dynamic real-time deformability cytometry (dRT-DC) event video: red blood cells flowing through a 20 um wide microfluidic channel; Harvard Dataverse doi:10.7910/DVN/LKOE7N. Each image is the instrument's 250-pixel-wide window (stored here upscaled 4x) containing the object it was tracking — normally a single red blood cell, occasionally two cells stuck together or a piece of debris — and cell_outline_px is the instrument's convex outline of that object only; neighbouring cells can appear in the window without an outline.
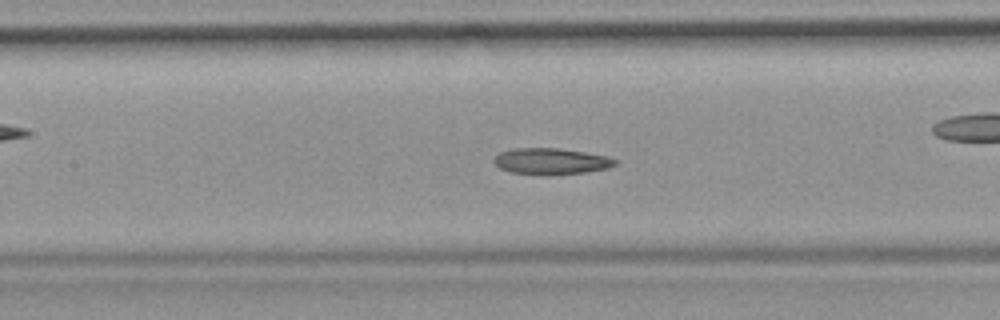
{"species": "common noctule bat (a hibernating species)", "species_latin": "Nyctalus noctula", "temperature_condition": "room temperature", "stored_images_in_passage": 52, "camera_frame_rate_fps": 3000, "um_per_image_px": 0.085, "animal": {"sex": "female", "body_mass_g": 19.9}, "frame": {"image": 1, "passage_image": 23, "time_ms": 7.333, "image_size_px": [1000, 320], "cell_outline_px": [[620, 160], [616, 164], [608, 168], [584, 172], [548, 176], [512, 172], [500, 168], [492, 160], [500, 152], [512, 148], [560, 148], [608, 156]], "centroid_in_image_um": [46.86, 13.71], "position_along_channel_um": 160.5, "area_um2": 18.73}}